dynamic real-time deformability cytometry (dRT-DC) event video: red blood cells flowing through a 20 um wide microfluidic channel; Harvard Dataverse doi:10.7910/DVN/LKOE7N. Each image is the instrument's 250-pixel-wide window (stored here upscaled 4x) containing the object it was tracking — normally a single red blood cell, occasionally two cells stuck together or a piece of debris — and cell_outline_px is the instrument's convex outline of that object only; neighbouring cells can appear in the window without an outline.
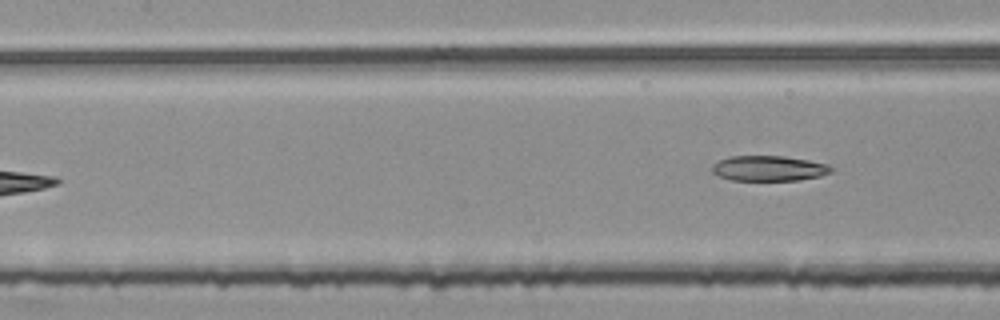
{"species": "common noctule bat (a hibernating species)", "species_latin": "Nyctalus noctula", "temperature_condition": "room temperature", "stored_images_in_passage": 6, "camera_frame_rate_fps": 3000, "um_per_image_px": 0.085, "animal": {"sex": "female", "body_mass_g": 25.1}, "frame": {"image": 1, "passage_image": 6, "time_ms": 1.667, "image_size_px": [1000, 320], "cell_outline_px": [[832, 172], [820, 176], [800, 180], [732, 180], [720, 176], [712, 172], [712, 164], [720, 160], [732, 156], [784, 156], [808, 160], [828, 164], [832, 168]], "centroid_in_image_um": [65.37, 14.31], "position_along_channel_um": 142.0, "area_um2": 17.46}}